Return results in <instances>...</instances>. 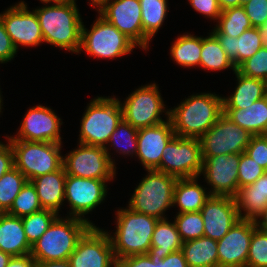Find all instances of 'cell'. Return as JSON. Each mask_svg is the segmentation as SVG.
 <instances>
[{"label":"cell","mask_w":267,"mask_h":267,"mask_svg":"<svg viewBox=\"0 0 267 267\" xmlns=\"http://www.w3.org/2000/svg\"><path fill=\"white\" fill-rule=\"evenodd\" d=\"M97 11L101 17L115 26L143 48V26L139 0H105Z\"/></svg>","instance_id":"18"},{"label":"cell","mask_w":267,"mask_h":267,"mask_svg":"<svg viewBox=\"0 0 267 267\" xmlns=\"http://www.w3.org/2000/svg\"><path fill=\"white\" fill-rule=\"evenodd\" d=\"M174 222L182 242L204 236V223L200 211L177 213Z\"/></svg>","instance_id":"39"},{"label":"cell","mask_w":267,"mask_h":267,"mask_svg":"<svg viewBox=\"0 0 267 267\" xmlns=\"http://www.w3.org/2000/svg\"><path fill=\"white\" fill-rule=\"evenodd\" d=\"M167 121L152 127L138 129L137 153L145 170L156 169L161 162L163 150L175 136L169 117Z\"/></svg>","instance_id":"21"},{"label":"cell","mask_w":267,"mask_h":267,"mask_svg":"<svg viewBox=\"0 0 267 267\" xmlns=\"http://www.w3.org/2000/svg\"><path fill=\"white\" fill-rule=\"evenodd\" d=\"M204 236L219 241L240 220L236 201L231 196L211 195L201 208Z\"/></svg>","instance_id":"20"},{"label":"cell","mask_w":267,"mask_h":267,"mask_svg":"<svg viewBox=\"0 0 267 267\" xmlns=\"http://www.w3.org/2000/svg\"><path fill=\"white\" fill-rule=\"evenodd\" d=\"M27 178L15 166L0 179V213H6L16 196L26 184Z\"/></svg>","instance_id":"35"},{"label":"cell","mask_w":267,"mask_h":267,"mask_svg":"<svg viewBox=\"0 0 267 267\" xmlns=\"http://www.w3.org/2000/svg\"><path fill=\"white\" fill-rule=\"evenodd\" d=\"M223 113L252 136L267 135V95L246 109H223Z\"/></svg>","instance_id":"27"},{"label":"cell","mask_w":267,"mask_h":267,"mask_svg":"<svg viewBox=\"0 0 267 267\" xmlns=\"http://www.w3.org/2000/svg\"><path fill=\"white\" fill-rule=\"evenodd\" d=\"M254 220L240 219L217 241L219 267H246Z\"/></svg>","instance_id":"19"},{"label":"cell","mask_w":267,"mask_h":267,"mask_svg":"<svg viewBox=\"0 0 267 267\" xmlns=\"http://www.w3.org/2000/svg\"><path fill=\"white\" fill-rule=\"evenodd\" d=\"M254 223L256 228H258L262 232L267 233V205L265 206L264 210L256 217Z\"/></svg>","instance_id":"51"},{"label":"cell","mask_w":267,"mask_h":267,"mask_svg":"<svg viewBox=\"0 0 267 267\" xmlns=\"http://www.w3.org/2000/svg\"><path fill=\"white\" fill-rule=\"evenodd\" d=\"M71 267H112L117 261L108 231L91 226L68 259Z\"/></svg>","instance_id":"13"},{"label":"cell","mask_w":267,"mask_h":267,"mask_svg":"<svg viewBox=\"0 0 267 267\" xmlns=\"http://www.w3.org/2000/svg\"><path fill=\"white\" fill-rule=\"evenodd\" d=\"M250 0H240V6H243L244 4H246L247 2H249Z\"/></svg>","instance_id":"58"},{"label":"cell","mask_w":267,"mask_h":267,"mask_svg":"<svg viewBox=\"0 0 267 267\" xmlns=\"http://www.w3.org/2000/svg\"><path fill=\"white\" fill-rule=\"evenodd\" d=\"M202 37L189 33L178 36L170 49V56L181 67L200 66Z\"/></svg>","instance_id":"32"},{"label":"cell","mask_w":267,"mask_h":267,"mask_svg":"<svg viewBox=\"0 0 267 267\" xmlns=\"http://www.w3.org/2000/svg\"><path fill=\"white\" fill-rule=\"evenodd\" d=\"M107 181L90 178H80L67 175L65 179L64 200L70 206L69 217H75L87 221L91 226H95L85 215L95 209L107 195Z\"/></svg>","instance_id":"14"},{"label":"cell","mask_w":267,"mask_h":267,"mask_svg":"<svg viewBox=\"0 0 267 267\" xmlns=\"http://www.w3.org/2000/svg\"><path fill=\"white\" fill-rule=\"evenodd\" d=\"M66 172L62 166L45 175L38 176L31 180L35 186L40 205L43 209H48L59 214L61 205H63L65 196Z\"/></svg>","instance_id":"23"},{"label":"cell","mask_w":267,"mask_h":267,"mask_svg":"<svg viewBox=\"0 0 267 267\" xmlns=\"http://www.w3.org/2000/svg\"><path fill=\"white\" fill-rule=\"evenodd\" d=\"M42 3H45V6L34 11L41 27L44 42L66 51L79 53L83 22L75 0L52 1L53 4L51 1H43Z\"/></svg>","instance_id":"1"},{"label":"cell","mask_w":267,"mask_h":267,"mask_svg":"<svg viewBox=\"0 0 267 267\" xmlns=\"http://www.w3.org/2000/svg\"><path fill=\"white\" fill-rule=\"evenodd\" d=\"M67 175L98 180H113L116 176L115 160L110 159L106 149L99 146L78 144L63 157Z\"/></svg>","instance_id":"11"},{"label":"cell","mask_w":267,"mask_h":267,"mask_svg":"<svg viewBox=\"0 0 267 267\" xmlns=\"http://www.w3.org/2000/svg\"><path fill=\"white\" fill-rule=\"evenodd\" d=\"M36 267H71L68 260L37 262Z\"/></svg>","instance_id":"52"},{"label":"cell","mask_w":267,"mask_h":267,"mask_svg":"<svg viewBox=\"0 0 267 267\" xmlns=\"http://www.w3.org/2000/svg\"><path fill=\"white\" fill-rule=\"evenodd\" d=\"M263 47L267 48V21L264 25L257 28Z\"/></svg>","instance_id":"54"},{"label":"cell","mask_w":267,"mask_h":267,"mask_svg":"<svg viewBox=\"0 0 267 267\" xmlns=\"http://www.w3.org/2000/svg\"><path fill=\"white\" fill-rule=\"evenodd\" d=\"M2 103H3V102H2L1 91H0V113L2 112V111H1V109H2V105H3Z\"/></svg>","instance_id":"59"},{"label":"cell","mask_w":267,"mask_h":267,"mask_svg":"<svg viewBox=\"0 0 267 267\" xmlns=\"http://www.w3.org/2000/svg\"><path fill=\"white\" fill-rule=\"evenodd\" d=\"M14 167V151L11 143L3 144L0 141V179Z\"/></svg>","instance_id":"48"},{"label":"cell","mask_w":267,"mask_h":267,"mask_svg":"<svg viewBox=\"0 0 267 267\" xmlns=\"http://www.w3.org/2000/svg\"><path fill=\"white\" fill-rule=\"evenodd\" d=\"M159 267H188L182 250L172 252L159 260Z\"/></svg>","instance_id":"49"},{"label":"cell","mask_w":267,"mask_h":267,"mask_svg":"<svg viewBox=\"0 0 267 267\" xmlns=\"http://www.w3.org/2000/svg\"><path fill=\"white\" fill-rule=\"evenodd\" d=\"M214 35L236 69L263 47L256 27L245 30L239 37L223 34Z\"/></svg>","instance_id":"22"},{"label":"cell","mask_w":267,"mask_h":267,"mask_svg":"<svg viewBox=\"0 0 267 267\" xmlns=\"http://www.w3.org/2000/svg\"><path fill=\"white\" fill-rule=\"evenodd\" d=\"M22 218L8 213H0V250L13 256L31 253Z\"/></svg>","instance_id":"24"},{"label":"cell","mask_w":267,"mask_h":267,"mask_svg":"<svg viewBox=\"0 0 267 267\" xmlns=\"http://www.w3.org/2000/svg\"><path fill=\"white\" fill-rule=\"evenodd\" d=\"M137 132L138 129L131 126L123 118L111 134L108 143L116 148V152L123 155H136L137 153ZM118 149V150H117Z\"/></svg>","instance_id":"37"},{"label":"cell","mask_w":267,"mask_h":267,"mask_svg":"<svg viewBox=\"0 0 267 267\" xmlns=\"http://www.w3.org/2000/svg\"><path fill=\"white\" fill-rule=\"evenodd\" d=\"M234 198L240 219L255 220L267 205V171L253 184L240 188Z\"/></svg>","instance_id":"25"},{"label":"cell","mask_w":267,"mask_h":267,"mask_svg":"<svg viewBox=\"0 0 267 267\" xmlns=\"http://www.w3.org/2000/svg\"><path fill=\"white\" fill-rule=\"evenodd\" d=\"M42 209L35 186L27 181L6 213L22 218Z\"/></svg>","instance_id":"38"},{"label":"cell","mask_w":267,"mask_h":267,"mask_svg":"<svg viewBox=\"0 0 267 267\" xmlns=\"http://www.w3.org/2000/svg\"><path fill=\"white\" fill-rule=\"evenodd\" d=\"M246 267H267V233L258 228L251 236Z\"/></svg>","instance_id":"40"},{"label":"cell","mask_w":267,"mask_h":267,"mask_svg":"<svg viewBox=\"0 0 267 267\" xmlns=\"http://www.w3.org/2000/svg\"><path fill=\"white\" fill-rule=\"evenodd\" d=\"M192 8L212 20H218L222 10L218 0H188Z\"/></svg>","instance_id":"45"},{"label":"cell","mask_w":267,"mask_h":267,"mask_svg":"<svg viewBox=\"0 0 267 267\" xmlns=\"http://www.w3.org/2000/svg\"><path fill=\"white\" fill-rule=\"evenodd\" d=\"M41 2H43V1H71V0H40Z\"/></svg>","instance_id":"60"},{"label":"cell","mask_w":267,"mask_h":267,"mask_svg":"<svg viewBox=\"0 0 267 267\" xmlns=\"http://www.w3.org/2000/svg\"><path fill=\"white\" fill-rule=\"evenodd\" d=\"M91 227L82 219L57 217L46 232L32 245L31 256L36 262L68 260L78 240Z\"/></svg>","instance_id":"4"},{"label":"cell","mask_w":267,"mask_h":267,"mask_svg":"<svg viewBox=\"0 0 267 267\" xmlns=\"http://www.w3.org/2000/svg\"><path fill=\"white\" fill-rule=\"evenodd\" d=\"M16 136H6L8 140H24L35 142H61V118L48 107L37 105L28 109L23 117Z\"/></svg>","instance_id":"16"},{"label":"cell","mask_w":267,"mask_h":267,"mask_svg":"<svg viewBox=\"0 0 267 267\" xmlns=\"http://www.w3.org/2000/svg\"><path fill=\"white\" fill-rule=\"evenodd\" d=\"M199 177L178 178L173 191V206L179 207L177 213L201 211L205 201L211 196L198 184ZM207 192V193H206Z\"/></svg>","instance_id":"28"},{"label":"cell","mask_w":267,"mask_h":267,"mask_svg":"<svg viewBox=\"0 0 267 267\" xmlns=\"http://www.w3.org/2000/svg\"><path fill=\"white\" fill-rule=\"evenodd\" d=\"M237 78L235 91L229 97H223V109H246L267 95V82L250 78L234 71Z\"/></svg>","instance_id":"26"},{"label":"cell","mask_w":267,"mask_h":267,"mask_svg":"<svg viewBox=\"0 0 267 267\" xmlns=\"http://www.w3.org/2000/svg\"><path fill=\"white\" fill-rule=\"evenodd\" d=\"M117 230L110 235L116 261L131 256L147 254L158 218L138 213L129 207L117 210Z\"/></svg>","instance_id":"3"},{"label":"cell","mask_w":267,"mask_h":267,"mask_svg":"<svg viewBox=\"0 0 267 267\" xmlns=\"http://www.w3.org/2000/svg\"><path fill=\"white\" fill-rule=\"evenodd\" d=\"M253 27H260L267 21V0H250L243 5Z\"/></svg>","instance_id":"44"},{"label":"cell","mask_w":267,"mask_h":267,"mask_svg":"<svg viewBox=\"0 0 267 267\" xmlns=\"http://www.w3.org/2000/svg\"><path fill=\"white\" fill-rule=\"evenodd\" d=\"M236 70L244 76L262 79L267 82V48L262 47Z\"/></svg>","instance_id":"41"},{"label":"cell","mask_w":267,"mask_h":267,"mask_svg":"<svg viewBox=\"0 0 267 267\" xmlns=\"http://www.w3.org/2000/svg\"><path fill=\"white\" fill-rule=\"evenodd\" d=\"M17 53L0 17V63L11 61Z\"/></svg>","instance_id":"46"},{"label":"cell","mask_w":267,"mask_h":267,"mask_svg":"<svg viewBox=\"0 0 267 267\" xmlns=\"http://www.w3.org/2000/svg\"><path fill=\"white\" fill-rule=\"evenodd\" d=\"M162 152L160 165L155 170L177 178L200 177L203 158L199 139L175 135Z\"/></svg>","instance_id":"9"},{"label":"cell","mask_w":267,"mask_h":267,"mask_svg":"<svg viewBox=\"0 0 267 267\" xmlns=\"http://www.w3.org/2000/svg\"><path fill=\"white\" fill-rule=\"evenodd\" d=\"M217 23L212 33L230 37H239L245 30L253 27L243 6L222 10Z\"/></svg>","instance_id":"33"},{"label":"cell","mask_w":267,"mask_h":267,"mask_svg":"<svg viewBox=\"0 0 267 267\" xmlns=\"http://www.w3.org/2000/svg\"><path fill=\"white\" fill-rule=\"evenodd\" d=\"M146 171L148 174L135 188L128 207L138 213L166 219V210L173 207V191L178 178L155 169Z\"/></svg>","instance_id":"6"},{"label":"cell","mask_w":267,"mask_h":267,"mask_svg":"<svg viewBox=\"0 0 267 267\" xmlns=\"http://www.w3.org/2000/svg\"><path fill=\"white\" fill-rule=\"evenodd\" d=\"M166 219H159L156 223L151 239L148 255L154 260H162L172 252L182 249V240L176 223Z\"/></svg>","instance_id":"29"},{"label":"cell","mask_w":267,"mask_h":267,"mask_svg":"<svg viewBox=\"0 0 267 267\" xmlns=\"http://www.w3.org/2000/svg\"><path fill=\"white\" fill-rule=\"evenodd\" d=\"M122 118L118 98L97 96L89 103L81 119L79 143L103 147L111 159L108 141Z\"/></svg>","instance_id":"5"},{"label":"cell","mask_w":267,"mask_h":267,"mask_svg":"<svg viewBox=\"0 0 267 267\" xmlns=\"http://www.w3.org/2000/svg\"><path fill=\"white\" fill-rule=\"evenodd\" d=\"M169 111L176 136L200 139L223 114V97L213 93L194 94Z\"/></svg>","instance_id":"2"},{"label":"cell","mask_w":267,"mask_h":267,"mask_svg":"<svg viewBox=\"0 0 267 267\" xmlns=\"http://www.w3.org/2000/svg\"><path fill=\"white\" fill-rule=\"evenodd\" d=\"M14 151V166L28 181L63 166L61 145L53 142L8 140Z\"/></svg>","instance_id":"7"},{"label":"cell","mask_w":267,"mask_h":267,"mask_svg":"<svg viewBox=\"0 0 267 267\" xmlns=\"http://www.w3.org/2000/svg\"><path fill=\"white\" fill-rule=\"evenodd\" d=\"M200 67L211 71H220L228 68L233 71L236 70L221 47L219 40L212 32H210L209 36L202 37Z\"/></svg>","instance_id":"34"},{"label":"cell","mask_w":267,"mask_h":267,"mask_svg":"<svg viewBox=\"0 0 267 267\" xmlns=\"http://www.w3.org/2000/svg\"><path fill=\"white\" fill-rule=\"evenodd\" d=\"M244 153L267 171V135L252 136Z\"/></svg>","instance_id":"43"},{"label":"cell","mask_w":267,"mask_h":267,"mask_svg":"<svg viewBox=\"0 0 267 267\" xmlns=\"http://www.w3.org/2000/svg\"><path fill=\"white\" fill-rule=\"evenodd\" d=\"M11 257V255L0 250V267H6Z\"/></svg>","instance_id":"55"},{"label":"cell","mask_w":267,"mask_h":267,"mask_svg":"<svg viewBox=\"0 0 267 267\" xmlns=\"http://www.w3.org/2000/svg\"><path fill=\"white\" fill-rule=\"evenodd\" d=\"M122 117L136 129L159 125L163 120L162 112L169 117L156 83L141 86L133 91L124 103L120 101Z\"/></svg>","instance_id":"10"},{"label":"cell","mask_w":267,"mask_h":267,"mask_svg":"<svg viewBox=\"0 0 267 267\" xmlns=\"http://www.w3.org/2000/svg\"><path fill=\"white\" fill-rule=\"evenodd\" d=\"M143 26V49L147 50L149 41L158 32L168 12V0H139Z\"/></svg>","instance_id":"31"},{"label":"cell","mask_w":267,"mask_h":267,"mask_svg":"<svg viewBox=\"0 0 267 267\" xmlns=\"http://www.w3.org/2000/svg\"><path fill=\"white\" fill-rule=\"evenodd\" d=\"M112 267H124L119 261H117Z\"/></svg>","instance_id":"57"},{"label":"cell","mask_w":267,"mask_h":267,"mask_svg":"<svg viewBox=\"0 0 267 267\" xmlns=\"http://www.w3.org/2000/svg\"><path fill=\"white\" fill-rule=\"evenodd\" d=\"M5 30L18 51V45L38 46L44 42L40 24L34 10L20 1L0 14Z\"/></svg>","instance_id":"17"},{"label":"cell","mask_w":267,"mask_h":267,"mask_svg":"<svg viewBox=\"0 0 267 267\" xmlns=\"http://www.w3.org/2000/svg\"><path fill=\"white\" fill-rule=\"evenodd\" d=\"M104 1L105 0H91V4L89 3V5L98 8Z\"/></svg>","instance_id":"56"},{"label":"cell","mask_w":267,"mask_h":267,"mask_svg":"<svg viewBox=\"0 0 267 267\" xmlns=\"http://www.w3.org/2000/svg\"><path fill=\"white\" fill-rule=\"evenodd\" d=\"M91 30L82 23L81 46L89 56L97 58H117L128 55L137 45L115 26L98 15Z\"/></svg>","instance_id":"8"},{"label":"cell","mask_w":267,"mask_h":267,"mask_svg":"<svg viewBox=\"0 0 267 267\" xmlns=\"http://www.w3.org/2000/svg\"><path fill=\"white\" fill-rule=\"evenodd\" d=\"M252 135L230 120L224 113L199 139L202 156L241 154L245 152Z\"/></svg>","instance_id":"12"},{"label":"cell","mask_w":267,"mask_h":267,"mask_svg":"<svg viewBox=\"0 0 267 267\" xmlns=\"http://www.w3.org/2000/svg\"><path fill=\"white\" fill-rule=\"evenodd\" d=\"M36 260L31 254L23 256H13L6 267H36Z\"/></svg>","instance_id":"50"},{"label":"cell","mask_w":267,"mask_h":267,"mask_svg":"<svg viewBox=\"0 0 267 267\" xmlns=\"http://www.w3.org/2000/svg\"><path fill=\"white\" fill-rule=\"evenodd\" d=\"M218 4L221 10L230 8V7H239L240 0H218Z\"/></svg>","instance_id":"53"},{"label":"cell","mask_w":267,"mask_h":267,"mask_svg":"<svg viewBox=\"0 0 267 267\" xmlns=\"http://www.w3.org/2000/svg\"><path fill=\"white\" fill-rule=\"evenodd\" d=\"M201 174L211 185L210 195L235 197L238 193L240 154L202 156Z\"/></svg>","instance_id":"15"},{"label":"cell","mask_w":267,"mask_h":267,"mask_svg":"<svg viewBox=\"0 0 267 267\" xmlns=\"http://www.w3.org/2000/svg\"><path fill=\"white\" fill-rule=\"evenodd\" d=\"M58 216L60 215L52 210L42 209L22 217L25 235L31 246L46 232Z\"/></svg>","instance_id":"36"},{"label":"cell","mask_w":267,"mask_h":267,"mask_svg":"<svg viewBox=\"0 0 267 267\" xmlns=\"http://www.w3.org/2000/svg\"><path fill=\"white\" fill-rule=\"evenodd\" d=\"M119 262L124 267H159V260L152 259L148 254L127 256Z\"/></svg>","instance_id":"47"},{"label":"cell","mask_w":267,"mask_h":267,"mask_svg":"<svg viewBox=\"0 0 267 267\" xmlns=\"http://www.w3.org/2000/svg\"><path fill=\"white\" fill-rule=\"evenodd\" d=\"M266 170L247 154H240L238 166V190L246 185L253 184Z\"/></svg>","instance_id":"42"},{"label":"cell","mask_w":267,"mask_h":267,"mask_svg":"<svg viewBox=\"0 0 267 267\" xmlns=\"http://www.w3.org/2000/svg\"><path fill=\"white\" fill-rule=\"evenodd\" d=\"M188 267H219L217 241L200 237L182 243Z\"/></svg>","instance_id":"30"}]
</instances>
